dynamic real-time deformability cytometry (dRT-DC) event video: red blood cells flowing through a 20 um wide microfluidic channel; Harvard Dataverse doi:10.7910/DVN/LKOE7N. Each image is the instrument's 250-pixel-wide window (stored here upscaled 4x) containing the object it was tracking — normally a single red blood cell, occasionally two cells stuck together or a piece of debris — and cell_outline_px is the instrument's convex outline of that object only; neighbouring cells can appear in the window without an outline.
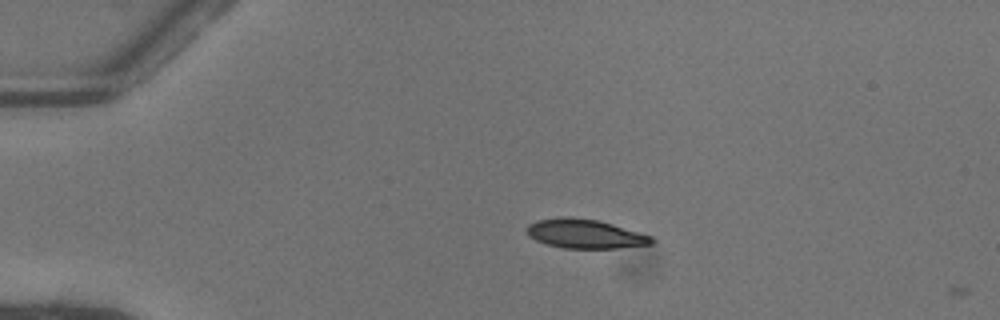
{"species": "common noctule bat (a hibernating species)", "species_latin": "Nyctalus noctula", "temperature_condition": "warm", "stored_images_in_passage": 2, "camera_frame_rate_fps": 3000, "um_per_image_px": 0.085, "animal": {"sex": "female"}, "frame": {"image": 1, "passage_image": 1, "time_ms": 0.0, "image_size_px": [1000, 320], "cell_outline_px": [[652, 244], [616, 248], [564, 248], [548, 244], [536, 240], [528, 236], [528, 224], [536, 220], [560, 216], [568, 216], [596, 220], [612, 224], [652, 236]], "centroid_in_image_um": [49.69, 19.86], "position_along_channel_um": 35.3, "area_um2": 20.98}}